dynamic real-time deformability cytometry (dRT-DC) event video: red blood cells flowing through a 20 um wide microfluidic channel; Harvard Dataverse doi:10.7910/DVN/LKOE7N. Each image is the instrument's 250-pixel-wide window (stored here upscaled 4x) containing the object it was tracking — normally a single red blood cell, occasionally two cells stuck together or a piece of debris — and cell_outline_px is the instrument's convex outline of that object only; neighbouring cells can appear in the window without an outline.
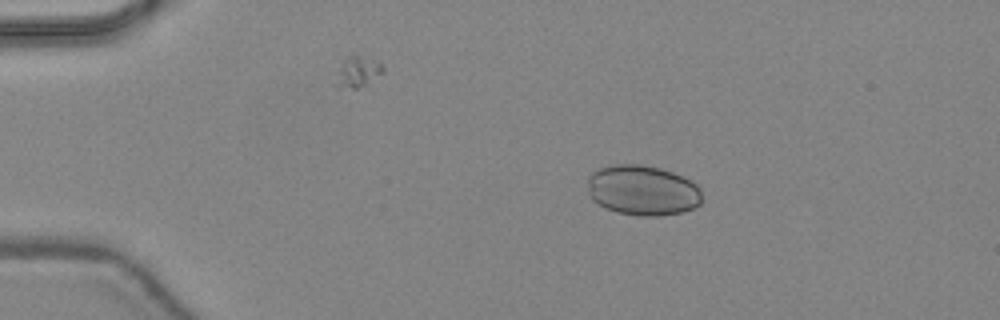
{"species": "common noctule bat (a hibernating species)", "species_latin": "Nyctalus noctula", "temperature_condition": "warm", "stored_images_in_passage": 47, "camera_frame_rate_fps": 3000, "um_per_image_px": 0.085, "animal": {"sex": "female", "body_mass_g": 24.6, "forearm_length_mm": 56.2}, "frame": {"image": 1, "passage_image": 9, "time_ms": 2.667, "image_size_px": [1000, 320], "cell_outline_px": [[700, 204], [696, 208], [684, 212], [660, 216], [640, 216], [616, 212], [604, 208], [592, 200], [588, 192], [588, 176], [596, 168], [616, 164], [640, 164], [660, 168], [684, 176], [696, 184], [700, 188]], "centroid_in_image_um": [54.61, 16.18], "position_along_channel_um": 30.4, "area_um2": 33.99}}
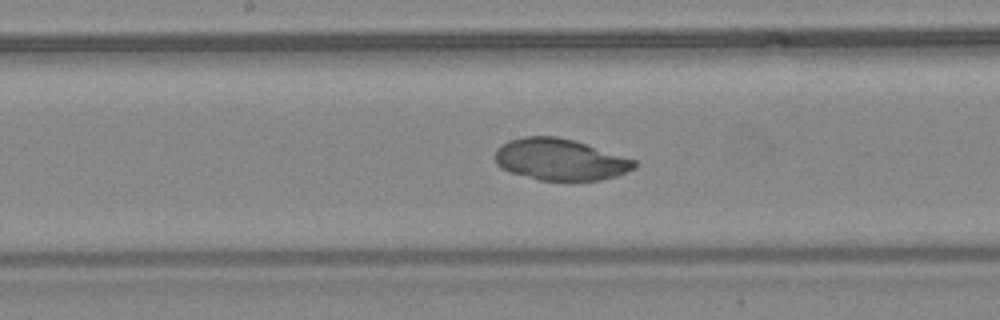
{"frame": {"image": 2, "passage_image": 25, "time_ms": 8.0, "image_size_px": [1000, 320], "cell_outline_px": [[636, 168], [616, 176], [600, 180], [540, 180], [512, 172], [500, 168], [496, 164], [496, 148], [500, 144], [508, 140], [524, 136], [556, 136], [572, 140], [636, 160]], "centroid_in_image_um": [47.58, 13.55], "position_along_channel_um": 200.6, "area_um2": 33.47}}
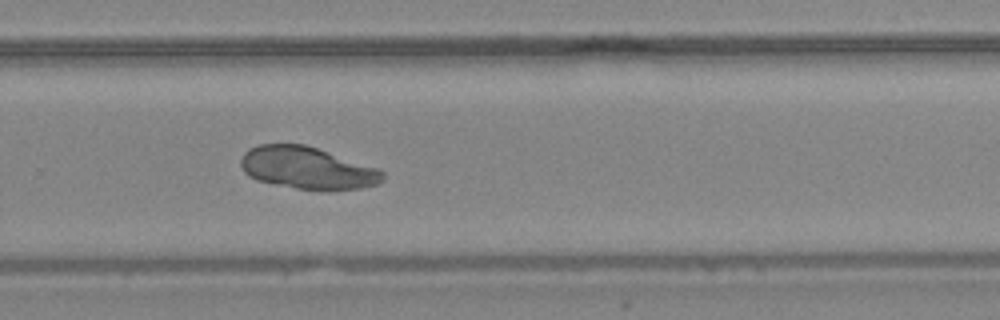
{"frame": {"image": 3, "passage_image": 32, "time_ms": 10.333, "image_size_px": [1000, 320], "cell_outline_px": [[384, 180], [376, 184], [360, 188], [324, 192], [296, 188], [256, 180], [248, 176], [244, 172], [240, 164], [240, 160], [244, 152], [248, 148], [260, 144], [304, 144], [376, 168], [384, 172]], "centroid_in_image_um": [26.09, 14.3], "position_along_channel_um": 303.7, "area_um2": 34.97}}